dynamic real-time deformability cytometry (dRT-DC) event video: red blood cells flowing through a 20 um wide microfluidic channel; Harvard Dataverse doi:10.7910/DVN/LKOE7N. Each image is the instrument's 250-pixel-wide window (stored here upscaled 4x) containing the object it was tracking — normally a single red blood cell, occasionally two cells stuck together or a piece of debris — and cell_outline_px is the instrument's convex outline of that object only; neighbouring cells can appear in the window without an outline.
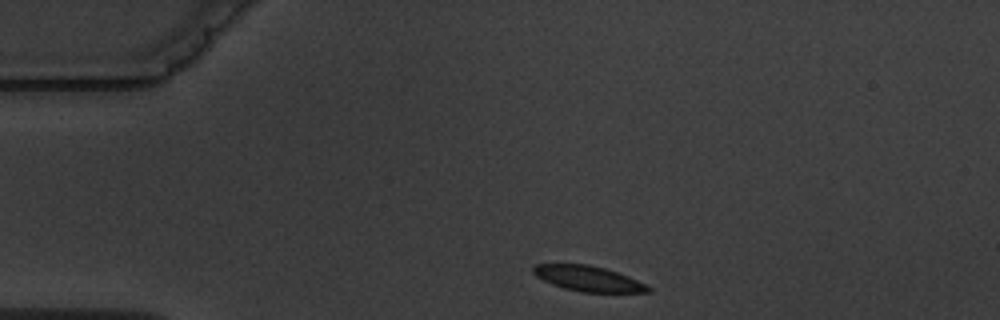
{"species": "common noctule bat (a hibernating species)", "species_latin": "Nyctalus noctula", "temperature_condition": "warm", "stored_images_in_passage": 3, "camera_frame_rate_fps": 3000, "um_per_image_px": 0.085, "animal": {"sex": "male", "body_mass_g": 19.5, "forearm_length_mm": 54.6}, "frame": {"image": 1, "passage_image": 1, "time_ms": 0.0, "image_size_px": [1000, 320], "cell_outline_px": [[652, 292], [580, 292], [564, 288], [552, 284], [536, 276], [532, 272], [532, 264], [588, 264], [604, 268], [628, 276], [652, 288]], "centroid_in_image_um": [49.97, 23.68], "position_along_channel_um": 35.0, "area_um2": 16.88}}
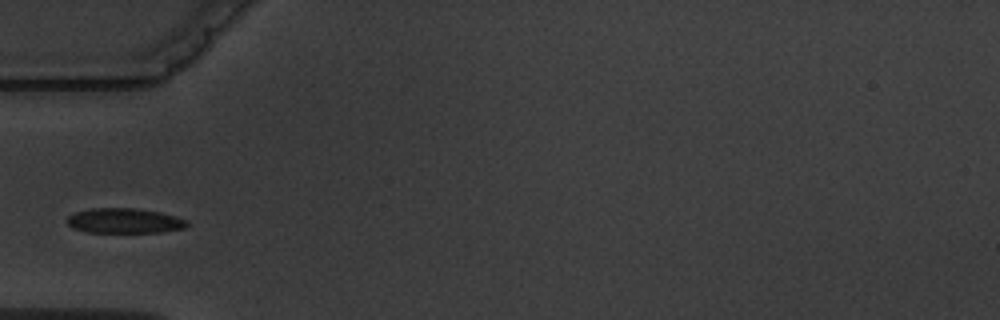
{"frame": {"image": 2, "passage_image": 3, "time_ms": 2.333, "image_size_px": [1000, 320], "cell_outline_px": [[188, 224], [184, 228], [164, 232], [88, 232], [72, 228], [68, 224], [68, 216], [76, 212], [92, 208], [136, 208], [160, 212], [176, 216], [188, 220]], "centroid_in_image_um": [10.61, 18.76], "position_along_channel_um": 74.4, "area_um2": 17.46}}